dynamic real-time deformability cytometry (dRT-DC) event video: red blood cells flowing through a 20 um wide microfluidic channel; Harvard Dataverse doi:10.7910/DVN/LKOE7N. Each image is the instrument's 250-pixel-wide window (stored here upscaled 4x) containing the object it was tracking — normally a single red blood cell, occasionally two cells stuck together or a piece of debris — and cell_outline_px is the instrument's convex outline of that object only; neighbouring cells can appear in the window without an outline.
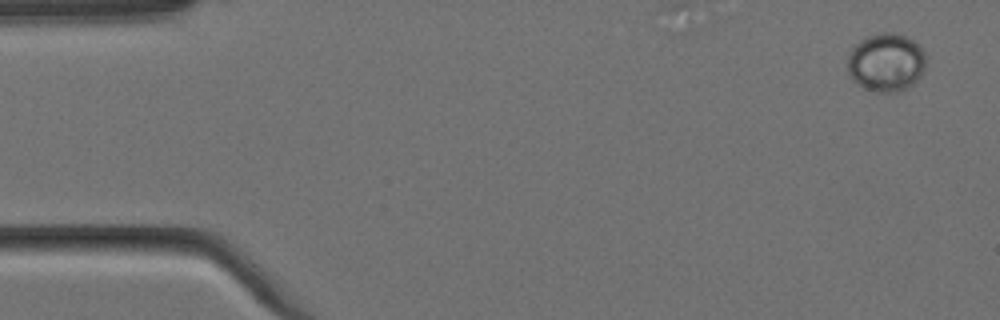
{"species": "Egyptian fruit bat (a non-hibernating species)", "species_latin": "Rousettus aegyptiacus", "temperature_condition": "cold", "stored_images_in_passage": 4, "camera_frame_rate_fps": 3000, "um_per_image_px": 0.085, "animal": {"sex": "female"}, "frame": {"image": 1, "passage_image": 1, "time_ms": 0.0, "image_size_px": [1000, 320], "cell_outline_px": [[924, 68], [920, 76], [912, 84], [896, 92], [876, 92], [864, 88], [856, 84], [852, 80], [848, 72], [848, 52], [860, 40], [876, 32], [896, 32], [908, 36], [920, 44], [924, 52]], "centroid_in_image_um": [75.3, 5.27], "position_along_channel_um": 9.7, "area_um2": 26.93}}
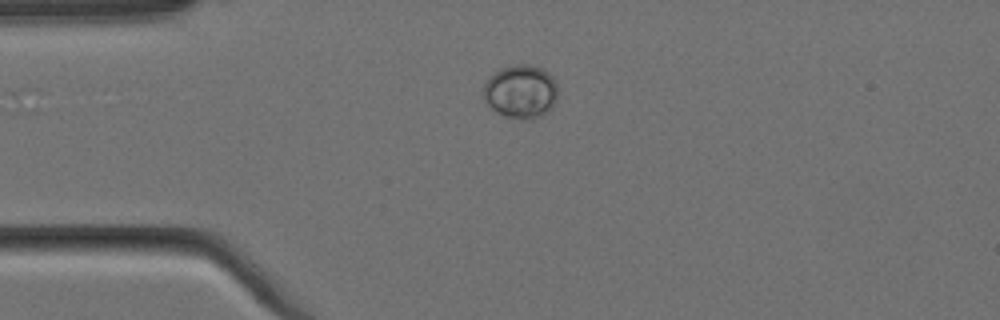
{"frame": {"image": 2, "passage_image": 4, "time_ms": 1.0, "image_size_px": [1000, 320], "cell_outline_px": [[556, 100], [548, 112], [544, 116], [532, 120], [504, 116], [496, 112], [484, 100], [484, 84], [500, 68], [516, 64], [528, 64], [540, 68], [548, 72], [552, 76], [556, 84]], "centroid_in_image_um": [44.28, 7.8], "position_along_channel_um": 40.7, "area_um2": 23.12}}